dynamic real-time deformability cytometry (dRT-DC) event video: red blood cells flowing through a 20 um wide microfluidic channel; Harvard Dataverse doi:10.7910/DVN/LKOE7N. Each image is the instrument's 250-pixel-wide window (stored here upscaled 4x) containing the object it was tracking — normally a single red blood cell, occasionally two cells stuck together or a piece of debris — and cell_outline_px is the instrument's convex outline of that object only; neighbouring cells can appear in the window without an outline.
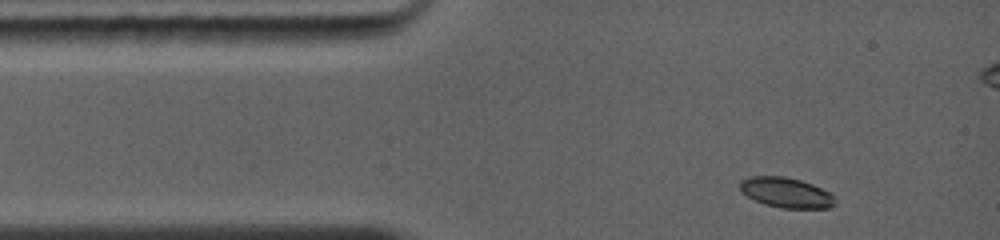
{"species": "common noctule bat (a hibernating species)", "species_latin": "Nyctalus noctula", "temperature_condition": "warm", "stored_images_in_passage": 24, "camera_frame_rate_fps": 5000, "um_per_image_px": 0.085, "animal": {"sex": "female", "body_mass_g": 19.0, "forearm_length_mm": 56.7}, "frame": {"image": 1, "passage_image": 1, "time_ms": 0.0, "image_size_px": [1000, 240], "cell_outline_px": [[836, 204], [828, 208], [780, 208], [764, 204], [740, 192], [740, 180], [748, 176], [784, 176], [800, 180], [812, 184], [828, 192], [836, 200]], "centroid_in_image_um": [66.79, 16.37], "position_along_channel_um": 18.2, "area_um2": 16.7}}
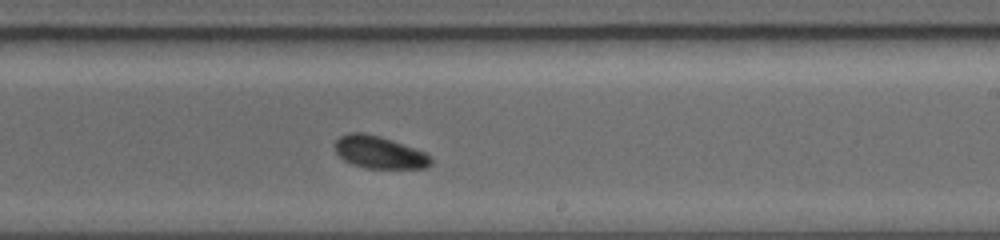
{"frame": {"image": 2, "passage_image": 12, "time_ms": 6.4, "image_size_px": [1000, 240], "cell_outline_px": [[432, 164], [424, 168], [364, 168], [352, 164], [344, 160], [336, 152], [336, 140], [340, 136], [348, 132], [364, 132], [392, 140], [424, 152], [432, 160]], "centroid_in_image_um": [32.22, 12.95], "position_along_channel_um": 256.8, "area_um2": 17.92}}
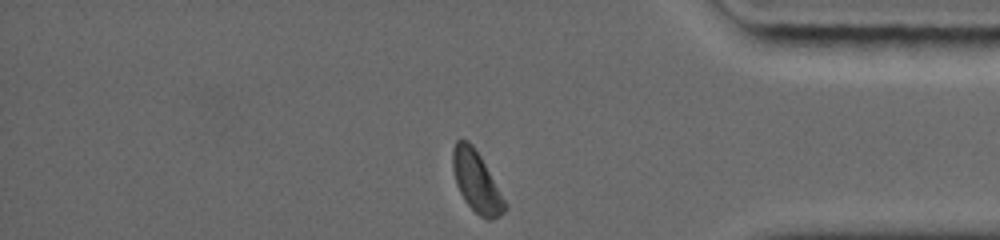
{"frame": {"image": 3, "passage_image": 24, "time_ms": 10.0, "image_size_px": [1000, 240], "cell_outline_px": [[508, 208], [500, 216], [492, 220], [488, 220], [480, 216], [464, 200], [456, 184], [452, 168], [452, 152], [456, 140], [468, 140], [472, 144], [480, 156], [508, 204]], "centroid_in_image_um": [40.51, 15.46], "position_along_channel_um": 394.7, "area_um2": 18.5}, "authors_computed_cell_mechanics": {"area_um2": 17.8313, "velocity_mm_per_s": 4.3467, "shape_relaxation_time_tau1_ms": 1.4297, "shape_relaxation_time_tau2_ms": null, "deformation_change_tau1": 0.1148, "deformation_change_tau2": null}}